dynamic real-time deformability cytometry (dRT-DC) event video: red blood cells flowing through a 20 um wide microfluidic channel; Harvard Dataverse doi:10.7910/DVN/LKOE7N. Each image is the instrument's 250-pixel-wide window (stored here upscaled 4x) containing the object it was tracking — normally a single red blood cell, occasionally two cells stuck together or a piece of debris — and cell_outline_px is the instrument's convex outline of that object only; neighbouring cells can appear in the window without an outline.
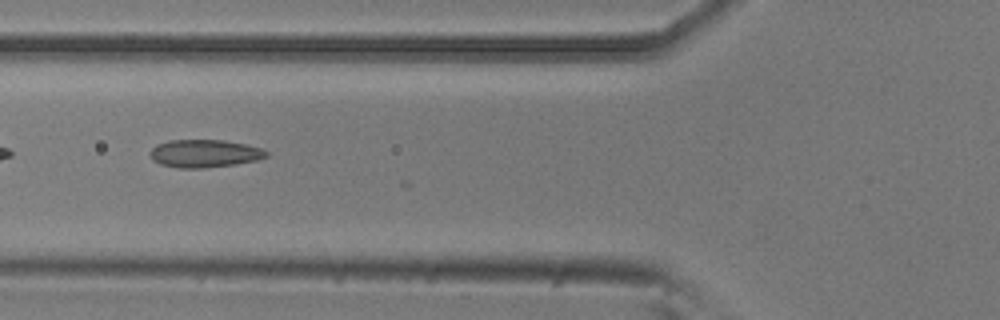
{"species": "common noctule bat (a hibernating species)", "species_latin": "Nyctalus noctula", "temperature_condition": "room temperature", "stored_images_in_passage": 9, "camera_frame_rate_fps": 3000, "um_per_image_px": 0.085, "animal": {"sex": "male", "body_mass_g": 20.5, "forearm_length_mm": 52.5}, "frame": {"image": 1, "passage_image": 4, "time_ms": 1.0, "image_size_px": [1000, 320], "cell_outline_px": [[268, 156], [256, 160], [232, 164], [200, 168], [180, 168], [160, 164], [152, 160], [148, 152], [156, 144], [168, 140], [224, 140], [244, 144], [260, 148], [268, 152]], "centroid_in_image_um": [17.32, 13.04], "position_along_channel_um": 108.5, "area_um2": 18.73}}
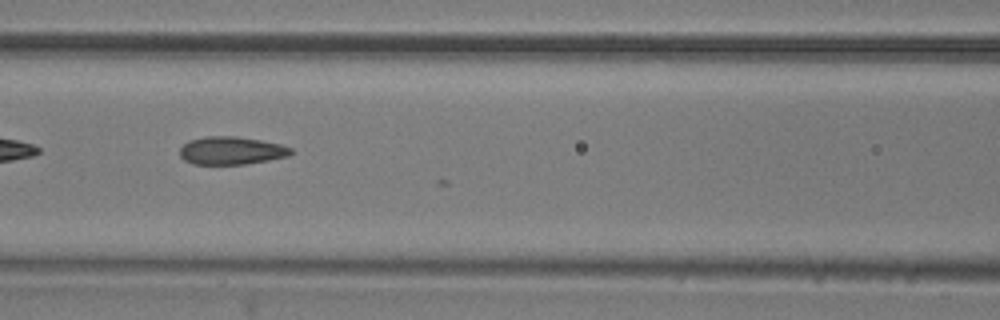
{"frame": {"image": 2, "passage_image": 7, "time_ms": 2.0, "image_size_px": [1000, 320], "cell_outline_px": [[292, 152], [288, 156], [268, 160], [244, 164], [192, 164], [184, 160], [180, 156], [180, 148], [188, 140], [204, 136], [236, 136], [260, 140], [280, 144], [292, 148]], "centroid_in_image_um": [19.63, 12.79], "position_along_channel_um": 147.0, "area_um2": 18.09}}